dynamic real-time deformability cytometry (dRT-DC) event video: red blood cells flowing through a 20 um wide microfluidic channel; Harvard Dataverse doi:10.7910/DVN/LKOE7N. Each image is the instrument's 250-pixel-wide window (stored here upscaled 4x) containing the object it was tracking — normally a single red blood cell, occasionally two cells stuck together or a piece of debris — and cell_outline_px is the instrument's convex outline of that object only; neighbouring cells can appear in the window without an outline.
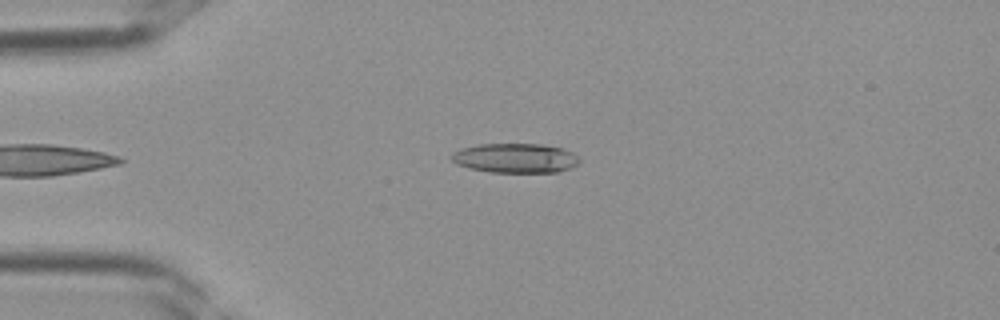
{"species": "Egyptian fruit bat (a non-hibernating species)", "species_latin": "Rousettus aegyptiacus", "temperature_condition": "room temperature", "stored_images_in_passage": 27, "camera_frame_rate_fps": 3000, "um_per_image_px": 0.085, "frame": {"image": 1, "passage_image": 1, "time_ms": 0.0, "image_size_px": [1000, 320], "cell_outline_px": [[580, 160], [572, 168], [556, 172], [492, 172], [468, 168], [456, 164], [452, 160], [452, 152], [460, 148], [480, 144], [540, 144], [560, 148], [572, 152]], "centroid_in_image_um": [43.77, 13.44], "position_along_channel_um": 41.2, "area_um2": 21.91}}
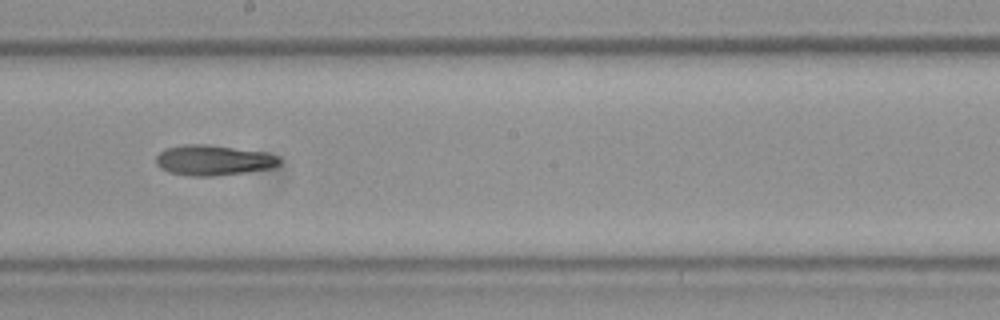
{"frame": {"image": 2, "passage_image": 13, "time_ms": 4.0, "image_size_px": [1000, 320], "cell_outline_px": [[280, 164], [272, 168], [244, 172], [212, 176], [192, 176], [168, 172], [160, 168], [156, 164], [156, 156], [164, 148], [184, 144], [208, 144], [264, 152], [280, 156]], "centroid_in_image_um": [18.12, 13.61], "position_along_channel_um": 230.1, "area_um2": 21.91}}
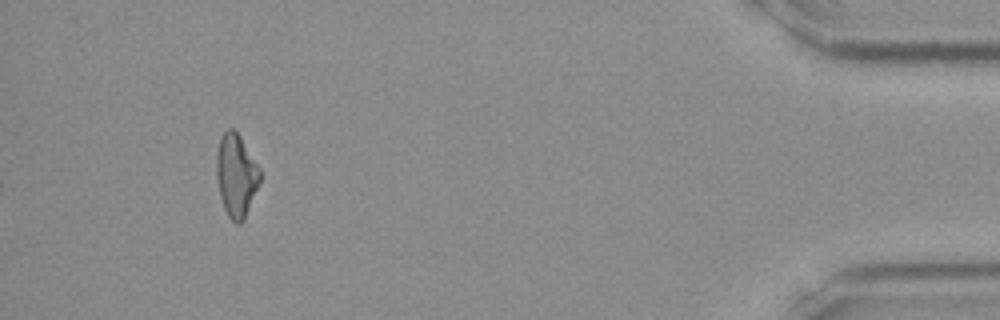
{"frame": {"image": 3, "passage_image": 27, "time_ms": 8.667, "image_size_px": [1000, 320], "cell_outline_px": [[260, 180], [244, 220], [240, 224], [236, 224], [228, 216], [224, 208], [220, 196], [216, 176], [216, 156], [220, 136], [228, 128], [232, 128], [240, 136], [260, 168]], "centroid_in_image_um": [20.06, 14.9], "position_along_channel_um": 415.1, "area_um2": 20.92}}